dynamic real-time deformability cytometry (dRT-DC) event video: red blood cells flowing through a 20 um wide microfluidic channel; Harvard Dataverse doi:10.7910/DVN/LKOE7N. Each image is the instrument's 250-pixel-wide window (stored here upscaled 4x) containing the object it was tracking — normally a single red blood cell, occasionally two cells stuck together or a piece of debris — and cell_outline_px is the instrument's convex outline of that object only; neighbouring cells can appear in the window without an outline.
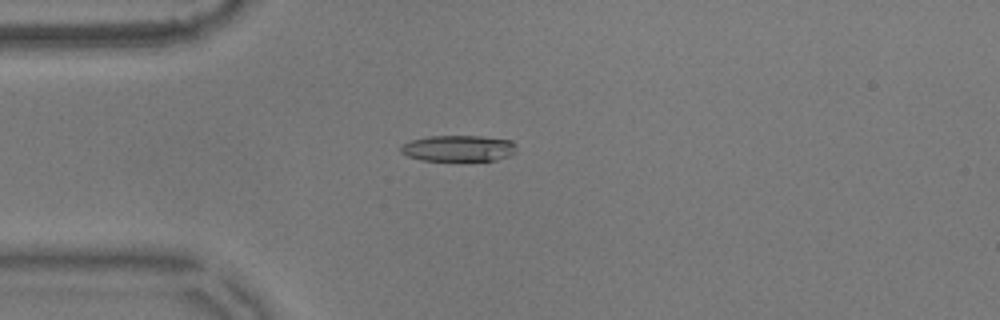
{"species": "common noctule bat (a hibernating species)", "species_latin": "Nyctalus noctula", "temperature_condition": "warm", "stored_images_in_passage": 55, "camera_frame_rate_fps": 3000, "um_per_image_px": 0.085, "animal": {"sex": "male", "body_mass_g": 17.9}, "frame": {"image": 1, "passage_image": 14, "time_ms": 4.333, "image_size_px": [1000, 320], "cell_outline_px": [[516, 152], [508, 156], [496, 160], [420, 160], [408, 156], [400, 152], [400, 148], [404, 144], [412, 140], [428, 136], [480, 136], [512, 140], [516, 144]], "centroid_in_image_um": [38.99, 12.6], "position_along_channel_um": 46.0, "area_um2": 17.57}}
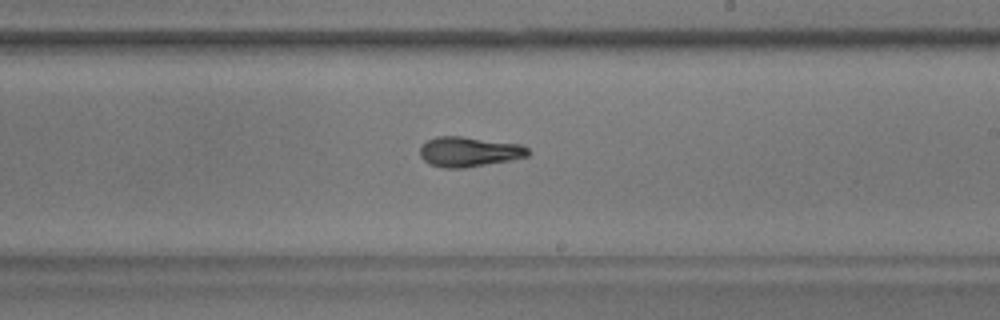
{"frame": {"image": 2, "passage_image": 32, "time_ms": 10.333, "image_size_px": [1000, 320], "cell_outline_px": [[532, 152], [528, 156], [512, 160], [464, 168], [444, 168], [428, 164], [420, 156], [420, 148], [428, 140], [436, 136], [460, 136], [520, 144], [528, 148]], "centroid_in_image_um": [39.88, 12.9], "position_along_channel_um": 249.1, "area_um2": 18.96}}
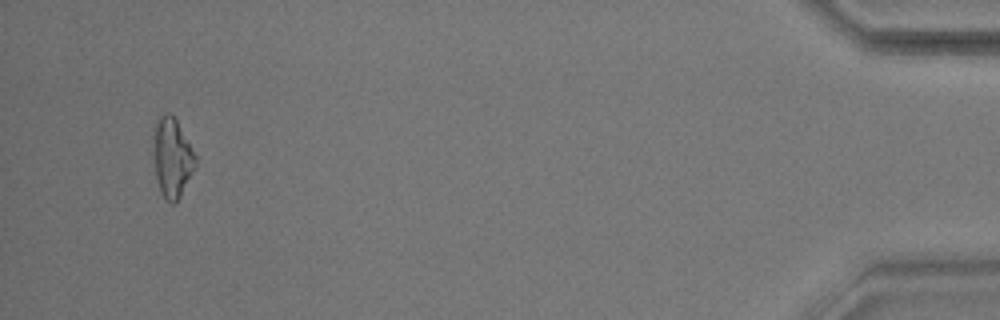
{"frame": {"image": 3, "passage_image": 53, "time_ms": 17.333, "image_size_px": [1000, 320], "cell_outline_px": [[196, 168], [180, 196], [172, 204], [164, 200], [160, 192], [156, 176], [156, 124], [160, 116], [164, 112], [168, 112], [176, 120], [196, 156]], "centroid_in_image_um": [14.68, 13.47], "position_along_channel_um": 420.5, "area_um2": 18.61}, "authors_computed_cell_mechanics": {"area_um2": 18.6694, "velocity_mm_per_s": 3.6033, "shape_relaxation_time_tau1_ms": 5.7265, "shape_relaxation_time_tau2_ms": 2.5952, "deformation_change_tau1": 0.1713, "deformation_change_tau2": 0.1047}}